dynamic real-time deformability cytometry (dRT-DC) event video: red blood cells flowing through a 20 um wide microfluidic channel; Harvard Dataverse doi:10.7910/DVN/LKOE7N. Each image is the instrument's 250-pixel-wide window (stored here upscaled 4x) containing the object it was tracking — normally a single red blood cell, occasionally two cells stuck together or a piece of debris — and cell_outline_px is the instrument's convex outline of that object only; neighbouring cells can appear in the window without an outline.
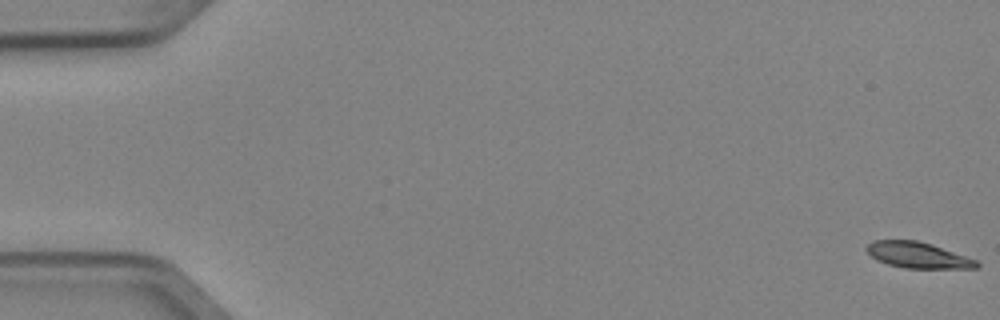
{"species": "Egyptian fruit bat (a non-hibernating species)", "species_latin": "Rousettus aegyptiacus", "temperature_condition": "cold", "stored_images_in_passage": 5, "camera_frame_rate_fps": 3000, "um_per_image_px": 0.085, "animal": {"sex": "female"}, "frame": {"image": 1, "passage_image": 1, "time_ms": 0.0, "image_size_px": [1000, 320], "cell_outline_px": [[980, 264], [976, 268], [904, 268], [888, 264], [876, 260], [864, 248], [872, 240], [916, 240], [932, 244], [976, 260]], "centroid_in_image_um": [77.98, 21.68], "position_along_channel_um": 7.0, "area_um2": 16.53}}
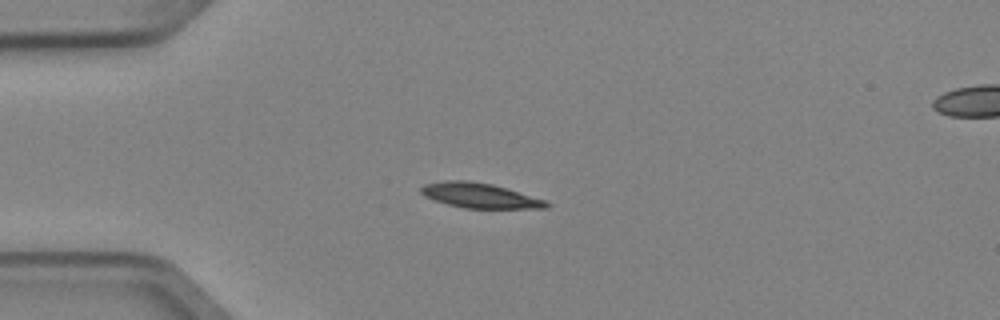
{"frame": {"image": 2, "passage_image": 4, "time_ms": 1.0, "image_size_px": [1000, 320], "cell_outline_px": [[552, 204], [548, 208], [464, 208], [448, 204], [424, 196], [420, 192], [420, 188], [424, 184], [444, 180], [468, 180], [492, 184], [548, 200]], "centroid_in_image_um": [40.82, 16.61], "position_along_channel_um": 44.2, "area_um2": 18.32}}